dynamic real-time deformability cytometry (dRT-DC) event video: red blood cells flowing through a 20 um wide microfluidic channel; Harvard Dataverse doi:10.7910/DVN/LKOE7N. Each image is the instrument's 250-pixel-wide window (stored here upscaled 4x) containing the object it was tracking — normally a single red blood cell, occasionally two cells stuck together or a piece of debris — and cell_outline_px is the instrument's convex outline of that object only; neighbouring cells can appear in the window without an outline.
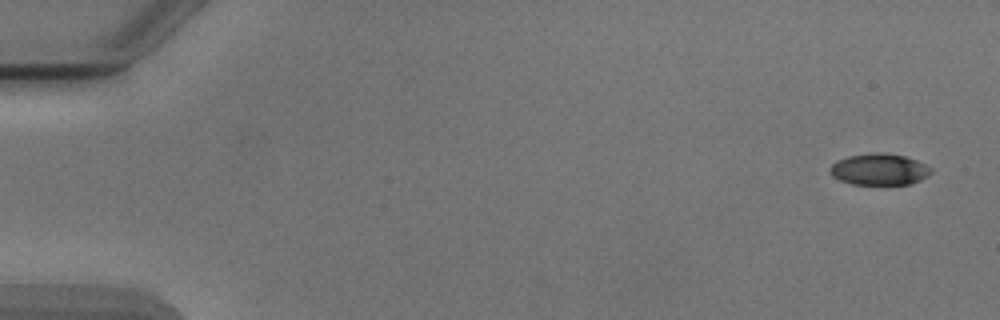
{"species": "Egyptian fruit bat (a non-hibernating species)", "species_latin": "Rousettus aegyptiacus", "temperature_condition": "cold", "stored_images_in_passage": 4, "camera_frame_rate_fps": 3000, "um_per_image_px": 0.085, "animal": {"sex": "male"}, "frame": {"image": 1, "passage_image": 1, "time_ms": 0.0, "image_size_px": [1000, 320], "cell_outline_px": [[932, 172], [928, 176], [912, 184], [852, 184], [840, 180], [832, 176], [828, 172], [828, 168], [836, 160], [848, 156], [904, 156], [916, 160], [932, 168]], "centroid_in_image_um": [74.72, 14.46], "position_along_channel_um": 10.3, "area_um2": 17.74}}
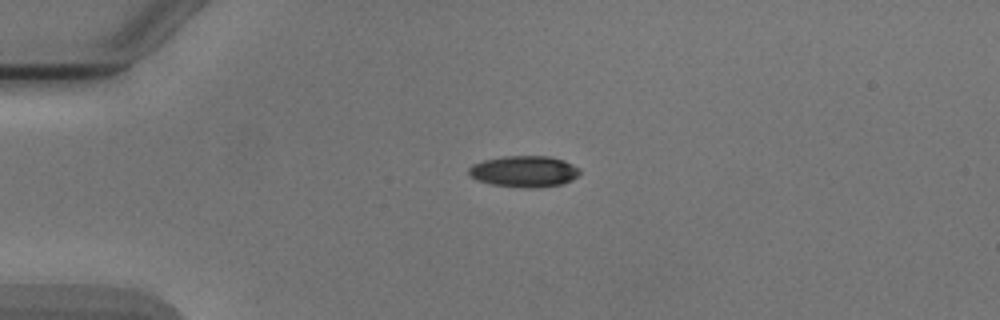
{"frame": {"image": 2, "passage_image": 4, "time_ms": 3.667, "image_size_px": [1000, 320], "cell_outline_px": [[580, 172], [572, 180], [560, 184], [532, 188], [492, 184], [476, 180], [468, 176], [468, 168], [472, 164], [484, 160], [504, 156], [548, 156], [564, 160], [580, 168]], "centroid_in_image_um": [44.52, 14.56], "position_along_channel_um": 40.5, "area_um2": 20.17}}